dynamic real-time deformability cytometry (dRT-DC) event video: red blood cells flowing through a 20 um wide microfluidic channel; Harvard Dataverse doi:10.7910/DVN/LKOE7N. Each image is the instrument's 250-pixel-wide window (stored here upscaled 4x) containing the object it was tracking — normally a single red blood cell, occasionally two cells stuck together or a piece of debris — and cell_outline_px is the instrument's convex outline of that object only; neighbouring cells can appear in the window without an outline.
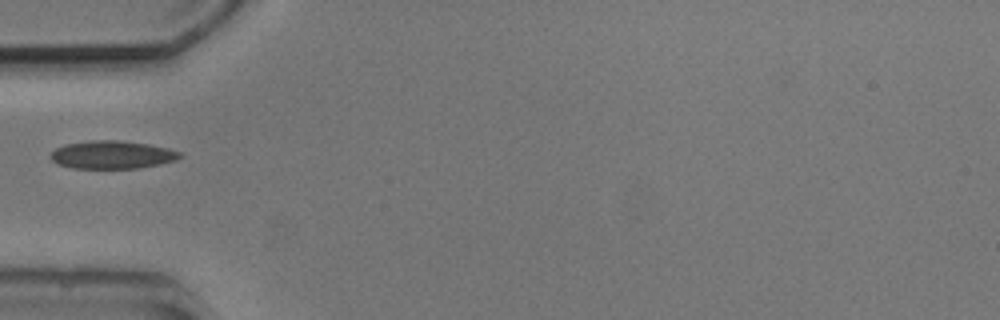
{"species": "common noctule bat (a hibernating species)", "species_latin": "Nyctalus noctula", "temperature_condition": "cold", "stored_images_in_passage": 1, "camera_frame_rate_fps": 3000, "um_per_image_px": 0.085, "animal": {"sex": "male", "body_mass_g": 20.5, "forearm_length_mm": 52.5}, "frame": {"image": 1, "passage_image": 1, "time_ms": 0.0, "image_size_px": [1000, 320], "cell_outline_px": [[184, 156], [176, 160], [160, 164], [140, 168], [72, 168], [56, 164], [48, 156], [56, 148], [64, 144], [92, 140], [120, 140], [148, 144], [168, 148], [184, 152]], "centroid_in_image_um": [9.55, 13.15], "position_along_channel_um": 75.4, "area_um2": 21.39}}